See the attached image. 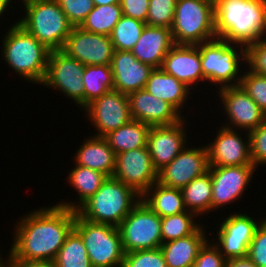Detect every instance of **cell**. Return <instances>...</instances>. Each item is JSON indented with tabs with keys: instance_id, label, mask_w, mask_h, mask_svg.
Masks as SVG:
<instances>
[{
	"instance_id": "15",
	"label": "cell",
	"mask_w": 266,
	"mask_h": 267,
	"mask_svg": "<svg viewBox=\"0 0 266 267\" xmlns=\"http://www.w3.org/2000/svg\"><path fill=\"white\" fill-rule=\"evenodd\" d=\"M125 185L143 195L157 182L158 172L154 168L148 147L132 149L116 154L112 175Z\"/></svg>"
},
{
	"instance_id": "10",
	"label": "cell",
	"mask_w": 266,
	"mask_h": 267,
	"mask_svg": "<svg viewBox=\"0 0 266 267\" xmlns=\"http://www.w3.org/2000/svg\"><path fill=\"white\" fill-rule=\"evenodd\" d=\"M84 67L78 60L70 58L63 51H50L47 73L41 85L63 92L76 106L84 109Z\"/></svg>"
},
{
	"instance_id": "6",
	"label": "cell",
	"mask_w": 266,
	"mask_h": 267,
	"mask_svg": "<svg viewBox=\"0 0 266 267\" xmlns=\"http://www.w3.org/2000/svg\"><path fill=\"white\" fill-rule=\"evenodd\" d=\"M196 46L200 51L201 68L206 82L217 85L218 90L240 85L243 74L240 67L246 65L244 45L217 37Z\"/></svg>"
},
{
	"instance_id": "35",
	"label": "cell",
	"mask_w": 266,
	"mask_h": 267,
	"mask_svg": "<svg viewBox=\"0 0 266 267\" xmlns=\"http://www.w3.org/2000/svg\"><path fill=\"white\" fill-rule=\"evenodd\" d=\"M146 25L145 22L122 15L110 35L114 50L131 51Z\"/></svg>"
},
{
	"instance_id": "31",
	"label": "cell",
	"mask_w": 266,
	"mask_h": 267,
	"mask_svg": "<svg viewBox=\"0 0 266 267\" xmlns=\"http://www.w3.org/2000/svg\"><path fill=\"white\" fill-rule=\"evenodd\" d=\"M84 108L114 89L111 65H87L83 73Z\"/></svg>"
},
{
	"instance_id": "44",
	"label": "cell",
	"mask_w": 266,
	"mask_h": 267,
	"mask_svg": "<svg viewBox=\"0 0 266 267\" xmlns=\"http://www.w3.org/2000/svg\"><path fill=\"white\" fill-rule=\"evenodd\" d=\"M122 14L146 23L149 0H120Z\"/></svg>"
},
{
	"instance_id": "27",
	"label": "cell",
	"mask_w": 266,
	"mask_h": 267,
	"mask_svg": "<svg viewBox=\"0 0 266 267\" xmlns=\"http://www.w3.org/2000/svg\"><path fill=\"white\" fill-rule=\"evenodd\" d=\"M71 171L67 174L68 185L76 190L78 201H63L56 203L62 207L71 210H77L85 201L93 196L101 187L102 183L107 179V176L102 172L74 164Z\"/></svg>"
},
{
	"instance_id": "36",
	"label": "cell",
	"mask_w": 266,
	"mask_h": 267,
	"mask_svg": "<svg viewBox=\"0 0 266 267\" xmlns=\"http://www.w3.org/2000/svg\"><path fill=\"white\" fill-rule=\"evenodd\" d=\"M176 2L177 0H149L146 24L171 29Z\"/></svg>"
},
{
	"instance_id": "7",
	"label": "cell",
	"mask_w": 266,
	"mask_h": 267,
	"mask_svg": "<svg viewBox=\"0 0 266 267\" xmlns=\"http://www.w3.org/2000/svg\"><path fill=\"white\" fill-rule=\"evenodd\" d=\"M214 0H177L171 27L175 44L197 45L217 38Z\"/></svg>"
},
{
	"instance_id": "13",
	"label": "cell",
	"mask_w": 266,
	"mask_h": 267,
	"mask_svg": "<svg viewBox=\"0 0 266 267\" xmlns=\"http://www.w3.org/2000/svg\"><path fill=\"white\" fill-rule=\"evenodd\" d=\"M256 169L254 165L209 166L212 178V212L241 200Z\"/></svg>"
},
{
	"instance_id": "12",
	"label": "cell",
	"mask_w": 266,
	"mask_h": 267,
	"mask_svg": "<svg viewBox=\"0 0 266 267\" xmlns=\"http://www.w3.org/2000/svg\"><path fill=\"white\" fill-rule=\"evenodd\" d=\"M218 98L227 119L223 126L231 129L251 131L266 120V115L241 85L220 88Z\"/></svg>"
},
{
	"instance_id": "23",
	"label": "cell",
	"mask_w": 266,
	"mask_h": 267,
	"mask_svg": "<svg viewBox=\"0 0 266 267\" xmlns=\"http://www.w3.org/2000/svg\"><path fill=\"white\" fill-rule=\"evenodd\" d=\"M174 45L170 28L146 25L131 52L140 62L160 68L163 59Z\"/></svg>"
},
{
	"instance_id": "42",
	"label": "cell",
	"mask_w": 266,
	"mask_h": 267,
	"mask_svg": "<svg viewBox=\"0 0 266 267\" xmlns=\"http://www.w3.org/2000/svg\"><path fill=\"white\" fill-rule=\"evenodd\" d=\"M257 267H266V217L258 225L247 255Z\"/></svg>"
},
{
	"instance_id": "3",
	"label": "cell",
	"mask_w": 266,
	"mask_h": 267,
	"mask_svg": "<svg viewBox=\"0 0 266 267\" xmlns=\"http://www.w3.org/2000/svg\"><path fill=\"white\" fill-rule=\"evenodd\" d=\"M11 26L2 37L1 56L3 61L20 78L32 84L41 85L47 73L50 50L17 21Z\"/></svg>"
},
{
	"instance_id": "18",
	"label": "cell",
	"mask_w": 266,
	"mask_h": 267,
	"mask_svg": "<svg viewBox=\"0 0 266 267\" xmlns=\"http://www.w3.org/2000/svg\"><path fill=\"white\" fill-rule=\"evenodd\" d=\"M241 131L243 130L227 128L221 124L213 142L206 144L209 166L253 165L249 133L246 131L244 138L239 133Z\"/></svg>"
},
{
	"instance_id": "22",
	"label": "cell",
	"mask_w": 266,
	"mask_h": 267,
	"mask_svg": "<svg viewBox=\"0 0 266 267\" xmlns=\"http://www.w3.org/2000/svg\"><path fill=\"white\" fill-rule=\"evenodd\" d=\"M111 69L114 89L124 94L144 89L154 70L152 66L140 62L131 51L121 50L114 51Z\"/></svg>"
},
{
	"instance_id": "40",
	"label": "cell",
	"mask_w": 266,
	"mask_h": 267,
	"mask_svg": "<svg viewBox=\"0 0 266 267\" xmlns=\"http://www.w3.org/2000/svg\"><path fill=\"white\" fill-rule=\"evenodd\" d=\"M245 64L250 72L266 76V44L257 40L246 45Z\"/></svg>"
},
{
	"instance_id": "9",
	"label": "cell",
	"mask_w": 266,
	"mask_h": 267,
	"mask_svg": "<svg viewBox=\"0 0 266 267\" xmlns=\"http://www.w3.org/2000/svg\"><path fill=\"white\" fill-rule=\"evenodd\" d=\"M125 253L162 245L161 217L142 199L118 226Z\"/></svg>"
},
{
	"instance_id": "37",
	"label": "cell",
	"mask_w": 266,
	"mask_h": 267,
	"mask_svg": "<svg viewBox=\"0 0 266 267\" xmlns=\"http://www.w3.org/2000/svg\"><path fill=\"white\" fill-rule=\"evenodd\" d=\"M244 70L240 85L266 115V76Z\"/></svg>"
},
{
	"instance_id": "49",
	"label": "cell",
	"mask_w": 266,
	"mask_h": 267,
	"mask_svg": "<svg viewBox=\"0 0 266 267\" xmlns=\"http://www.w3.org/2000/svg\"><path fill=\"white\" fill-rule=\"evenodd\" d=\"M259 41L266 44V21L263 25Z\"/></svg>"
},
{
	"instance_id": "25",
	"label": "cell",
	"mask_w": 266,
	"mask_h": 267,
	"mask_svg": "<svg viewBox=\"0 0 266 267\" xmlns=\"http://www.w3.org/2000/svg\"><path fill=\"white\" fill-rule=\"evenodd\" d=\"M144 89L157 99L171 104L181 115L190 99L189 94L192 95L189 87L161 68H154Z\"/></svg>"
},
{
	"instance_id": "11",
	"label": "cell",
	"mask_w": 266,
	"mask_h": 267,
	"mask_svg": "<svg viewBox=\"0 0 266 267\" xmlns=\"http://www.w3.org/2000/svg\"><path fill=\"white\" fill-rule=\"evenodd\" d=\"M229 216L223 217L216 229L212 242L218 247L220 254L226 259L245 257L248 255L249 245L254 238L255 231L260 220L248 213L230 212ZM224 219V220H223ZM223 221V222H222ZM218 231V232H217Z\"/></svg>"
},
{
	"instance_id": "16",
	"label": "cell",
	"mask_w": 266,
	"mask_h": 267,
	"mask_svg": "<svg viewBox=\"0 0 266 267\" xmlns=\"http://www.w3.org/2000/svg\"><path fill=\"white\" fill-rule=\"evenodd\" d=\"M186 146L168 165L158 171L157 182L171 188L182 189L194 178L209 169L206 145Z\"/></svg>"
},
{
	"instance_id": "17",
	"label": "cell",
	"mask_w": 266,
	"mask_h": 267,
	"mask_svg": "<svg viewBox=\"0 0 266 267\" xmlns=\"http://www.w3.org/2000/svg\"><path fill=\"white\" fill-rule=\"evenodd\" d=\"M61 51L85 66H98L111 65L115 50L110 36L73 27Z\"/></svg>"
},
{
	"instance_id": "39",
	"label": "cell",
	"mask_w": 266,
	"mask_h": 267,
	"mask_svg": "<svg viewBox=\"0 0 266 267\" xmlns=\"http://www.w3.org/2000/svg\"><path fill=\"white\" fill-rule=\"evenodd\" d=\"M62 11L74 27H79L93 10V0H57Z\"/></svg>"
},
{
	"instance_id": "50",
	"label": "cell",
	"mask_w": 266,
	"mask_h": 267,
	"mask_svg": "<svg viewBox=\"0 0 266 267\" xmlns=\"http://www.w3.org/2000/svg\"><path fill=\"white\" fill-rule=\"evenodd\" d=\"M0 254H1V252H0ZM3 259H4V258L2 257V255H0V266H5V265H6V259H4L5 262H4Z\"/></svg>"
},
{
	"instance_id": "48",
	"label": "cell",
	"mask_w": 266,
	"mask_h": 267,
	"mask_svg": "<svg viewBox=\"0 0 266 267\" xmlns=\"http://www.w3.org/2000/svg\"><path fill=\"white\" fill-rule=\"evenodd\" d=\"M94 5L120 4V0H93Z\"/></svg>"
},
{
	"instance_id": "24",
	"label": "cell",
	"mask_w": 266,
	"mask_h": 267,
	"mask_svg": "<svg viewBox=\"0 0 266 267\" xmlns=\"http://www.w3.org/2000/svg\"><path fill=\"white\" fill-rule=\"evenodd\" d=\"M74 153V163L112 177L115 170L116 154L104 137L90 136Z\"/></svg>"
},
{
	"instance_id": "8",
	"label": "cell",
	"mask_w": 266,
	"mask_h": 267,
	"mask_svg": "<svg viewBox=\"0 0 266 267\" xmlns=\"http://www.w3.org/2000/svg\"><path fill=\"white\" fill-rule=\"evenodd\" d=\"M74 229L84 242L92 267H122L125 252L118 227L88 221L76 212Z\"/></svg>"
},
{
	"instance_id": "32",
	"label": "cell",
	"mask_w": 266,
	"mask_h": 267,
	"mask_svg": "<svg viewBox=\"0 0 266 267\" xmlns=\"http://www.w3.org/2000/svg\"><path fill=\"white\" fill-rule=\"evenodd\" d=\"M122 15L120 4L94 5L79 27L89 33L110 36Z\"/></svg>"
},
{
	"instance_id": "1",
	"label": "cell",
	"mask_w": 266,
	"mask_h": 267,
	"mask_svg": "<svg viewBox=\"0 0 266 267\" xmlns=\"http://www.w3.org/2000/svg\"><path fill=\"white\" fill-rule=\"evenodd\" d=\"M76 211L51 205L18 218L7 258L12 263L54 261L66 237L74 228Z\"/></svg>"
},
{
	"instance_id": "28",
	"label": "cell",
	"mask_w": 266,
	"mask_h": 267,
	"mask_svg": "<svg viewBox=\"0 0 266 267\" xmlns=\"http://www.w3.org/2000/svg\"><path fill=\"white\" fill-rule=\"evenodd\" d=\"M141 199L161 218L187 211L181 189L154 183Z\"/></svg>"
},
{
	"instance_id": "30",
	"label": "cell",
	"mask_w": 266,
	"mask_h": 267,
	"mask_svg": "<svg viewBox=\"0 0 266 267\" xmlns=\"http://www.w3.org/2000/svg\"><path fill=\"white\" fill-rule=\"evenodd\" d=\"M185 207L198 216L212 212V178L208 170L181 189Z\"/></svg>"
},
{
	"instance_id": "41",
	"label": "cell",
	"mask_w": 266,
	"mask_h": 267,
	"mask_svg": "<svg viewBox=\"0 0 266 267\" xmlns=\"http://www.w3.org/2000/svg\"><path fill=\"white\" fill-rule=\"evenodd\" d=\"M250 137V155L253 165H266V120L256 129L248 132Z\"/></svg>"
},
{
	"instance_id": "2",
	"label": "cell",
	"mask_w": 266,
	"mask_h": 267,
	"mask_svg": "<svg viewBox=\"0 0 266 267\" xmlns=\"http://www.w3.org/2000/svg\"><path fill=\"white\" fill-rule=\"evenodd\" d=\"M217 37L244 46L259 40L266 0H214Z\"/></svg>"
},
{
	"instance_id": "5",
	"label": "cell",
	"mask_w": 266,
	"mask_h": 267,
	"mask_svg": "<svg viewBox=\"0 0 266 267\" xmlns=\"http://www.w3.org/2000/svg\"><path fill=\"white\" fill-rule=\"evenodd\" d=\"M22 4L25 14L15 21L48 50H62L74 26L57 0H27Z\"/></svg>"
},
{
	"instance_id": "21",
	"label": "cell",
	"mask_w": 266,
	"mask_h": 267,
	"mask_svg": "<svg viewBox=\"0 0 266 267\" xmlns=\"http://www.w3.org/2000/svg\"><path fill=\"white\" fill-rule=\"evenodd\" d=\"M130 116L150 126L175 124L184 118L171 104L157 99L145 89L127 94Z\"/></svg>"
},
{
	"instance_id": "45",
	"label": "cell",
	"mask_w": 266,
	"mask_h": 267,
	"mask_svg": "<svg viewBox=\"0 0 266 267\" xmlns=\"http://www.w3.org/2000/svg\"><path fill=\"white\" fill-rule=\"evenodd\" d=\"M5 267H56L54 261H40L29 263H12L8 258L6 259Z\"/></svg>"
},
{
	"instance_id": "34",
	"label": "cell",
	"mask_w": 266,
	"mask_h": 267,
	"mask_svg": "<svg viewBox=\"0 0 266 267\" xmlns=\"http://www.w3.org/2000/svg\"><path fill=\"white\" fill-rule=\"evenodd\" d=\"M199 216L191 211H184L176 215L161 218L162 243L184 238L195 233L202 225L196 219Z\"/></svg>"
},
{
	"instance_id": "29",
	"label": "cell",
	"mask_w": 266,
	"mask_h": 267,
	"mask_svg": "<svg viewBox=\"0 0 266 267\" xmlns=\"http://www.w3.org/2000/svg\"><path fill=\"white\" fill-rule=\"evenodd\" d=\"M151 126L137 120H130L120 128L109 132L104 138L115 154L147 147Z\"/></svg>"
},
{
	"instance_id": "38",
	"label": "cell",
	"mask_w": 266,
	"mask_h": 267,
	"mask_svg": "<svg viewBox=\"0 0 266 267\" xmlns=\"http://www.w3.org/2000/svg\"><path fill=\"white\" fill-rule=\"evenodd\" d=\"M122 267H167L159 248L125 253Z\"/></svg>"
},
{
	"instance_id": "33",
	"label": "cell",
	"mask_w": 266,
	"mask_h": 267,
	"mask_svg": "<svg viewBox=\"0 0 266 267\" xmlns=\"http://www.w3.org/2000/svg\"><path fill=\"white\" fill-rule=\"evenodd\" d=\"M56 267H92L84 242L73 228L54 259Z\"/></svg>"
},
{
	"instance_id": "19",
	"label": "cell",
	"mask_w": 266,
	"mask_h": 267,
	"mask_svg": "<svg viewBox=\"0 0 266 267\" xmlns=\"http://www.w3.org/2000/svg\"><path fill=\"white\" fill-rule=\"evenodd\" d=\"M186 118L171 125L151 126L147 147L157 172L168 165L188 145Z\"/></svg>"
},
{
	"instance_id": "4",
	"label": "cell",
	"mask_w": 266,
	"mask_h": 267,
	"mask_svg": "<svg viewBox=\"0 0 266 267\" xmlns=\"http://www.w3.org/2000/svg\"><path fill=\"white\" fill-rule=\"evenodd\" d=\"M141 195L114 177H107L97 192L76 212L94 223L118 227L130 211L140 202Z\"/></svg>"
},
{
	"instance_id": "14",
	"label": "cell",
	"mask_w": 266,
	"mask_h": 267,
	"mask_svg": "<svg viewBox=\"0 0 266 267\" xmlns=\"http://www.w3.org/2000/svg\"><path fill=\"white\" fill-rule=\"evenodd\" d=\"M83 111L93 128H96L93 136L97 137H104L132 120L127 94L115 89L92 101Z\"/></svg>"
},
{
	"instance_id": "46",
	"label": "cell",
	"mask_w": 266,
	"mask_h": 267,
	"mask_svg": "<svg viewBox=\"0 0 266 267\" xmlns=\"http://www.w3.org/2000/svg\"><path fill=\"white\" fill-rule=\"evenodd\" d=\"M225 267H257L248 257H238L226 260Z\"/></svg>"
},
{
	"instance_id": "20",
	"label": "cell",
	"mask_w": 266,
	"mask_h": 267,
	"mask_svg": "<svg viewBox=\"0 0 266 267\" xmlns=\"http://www.w3.org/2000/svg\"><path fill=\"white\" fill-rule=\"evenodd\" d=\"M160 68L183 82L191 90L197 84L206 83L201 68L200 51L196 45L175 44L168 51Z\"/></svg>"
},
{
	"instance_id": "43",
	"label": "cell",
	"mask_w": 266,
	"mask_h": 267,
	"mask_svg": "<svg viewBox=\"0 0 266 267\" xmlns=\"http://www.w3.org/2000/svg\"><path fill=\"white\" fill-rule=\"evenodd\" d=\"M211 239L212 237L200 248L192 267H225L226 259L220 254L218 247Z\"/></svg>"
},
{
	"instance_id": "47",
	"label": "cell",
	"mask_w": 266,
	"mask_h": 267,
	"mask_svg": "<svg viewBox=\"0 0 266 267\" xmlns=\"http://www.w3.org/2000/svg\"><path fill=\"white\" fill-rule=\"evenodd\" d=\"M11 3H13V1H11V0H0V19H1L2 15H4V13L5 14L8 13L6 11L9 10V7H11L10 6V5H12Z\"/></svg>"
},
{
	"instance_id": "26",
	"label": "cell",
	"mask_w": 266,
	"mask_h": 267,
	"mask_svg": "<svg viewBox=\"0 0 266 267\" xmlns=\"http://www.w3.org/2000/svg\"><path fill=\"white\" fill-rule=\"evenodd\" d=\"M202 225L190 236L162 243L160 249L167 267H192L200 248L209 239L208 233L204 230L207 225Z\"/></svg>"
}]
</instances>
